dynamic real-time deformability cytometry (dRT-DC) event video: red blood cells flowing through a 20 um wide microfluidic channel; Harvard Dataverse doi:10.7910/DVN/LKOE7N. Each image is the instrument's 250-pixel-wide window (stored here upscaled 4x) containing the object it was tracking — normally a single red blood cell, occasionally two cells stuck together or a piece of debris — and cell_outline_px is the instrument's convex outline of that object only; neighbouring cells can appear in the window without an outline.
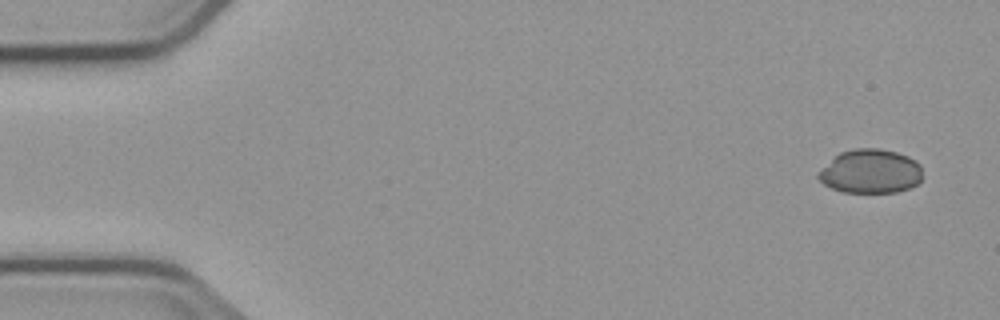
{"species": "common noctule bat (a hibernating species)", "species_latin": "Nyctalus noctula", "temperature_condition": "cold", "stored_images_in_passage": 5, "camera_frame_rate_fps": 3000, "um_per_image_px": 0.085, "animal": {"sex": "male", "body_mass_g": 23.1, "forearm_length_mm": 52.7}, "frame": {"image": 1, "passage_image": 1, "time_ms": 0.0, "image_size_px": [1000, 320], "cell_outline_px": [[920, 180], [916, 184], [908, 188], [896, 192], [840, 192], [824, 184], [816, 176], [816, 172], [840, 152], [856, 148], [880, 148], [896, 152], [908, 156], [916, 160], [920, 164]], "centroid_in_image_um": [73.96, 14.56], "position_along_channel_um": 11.0, "area_um2": 26.7}}
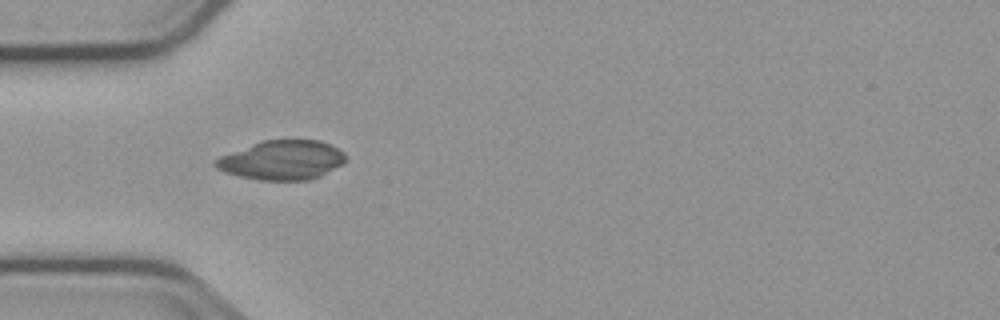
{"frame": {"image": 2, "passage_image": 4, "time_ms": 4.667, "image_size_px": [1000, 320], "cell_outline_px": [[344, 160], [340, 164], [320, 176], [308, 180], [260, 180], [240, 176], [224, 172], [216, 168], [212, 164], [220, 156], [260, 140], [320, 140], [332, 144], [344, 152]], "centroid_in_image_um": [23.94, 13.6], "position_along_channel_um": 61.1, "area_um2": 29.71}}
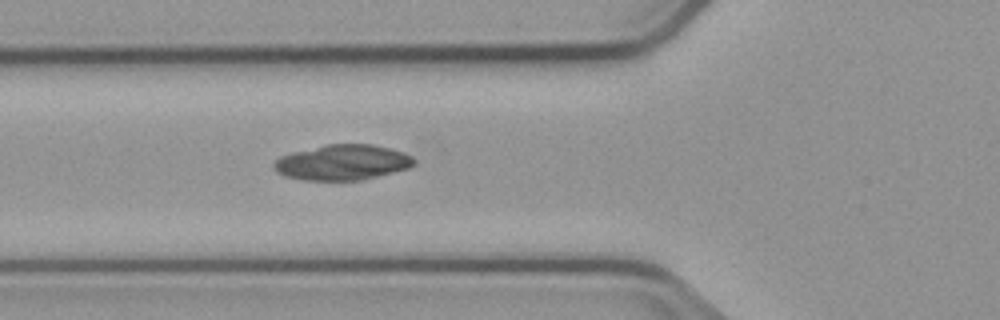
{"frame": {"image": 3, "passage_image": 5, "time_ms": 5.667, "image_size_px": [1000, 320], "cell_outline_px": [[416, 164], [408, 168], [364, 180], [300, 180], [284, 176], [276, 172], [272, 168], [272, 164], [280, 156], [328, 144], [372, 144], [404, 152], [412, 156], [416, 160]], "centroid_in_image_um": [29.12, 13.82], "position_along_channel_um": 96.7, "area_um2": 28.96}}